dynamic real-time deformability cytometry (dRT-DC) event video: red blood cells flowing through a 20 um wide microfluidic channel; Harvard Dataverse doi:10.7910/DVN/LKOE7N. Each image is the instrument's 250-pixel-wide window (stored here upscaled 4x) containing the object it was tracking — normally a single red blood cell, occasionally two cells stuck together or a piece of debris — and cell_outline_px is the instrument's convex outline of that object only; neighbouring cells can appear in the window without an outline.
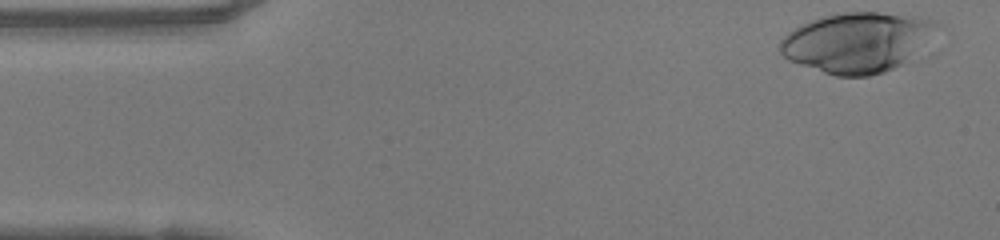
{"species": "human", "species_latin": "Homo sapiens", "temperature_condition": "warm", "stored_images_in_passage": 46, "camera_frame_rate_fps": 3000, "um_per_image_px": 0.085, "donor": {"sex": "female"}, "frame": {"image": 1, "passage_image": 1, "time_ms": 0.0, "image_size_px": [1000, 240], "cell_outline_px": [[940, 24], [900, 64], [884, 72], [868, 76], [836, 76], [788, 60], [780, 52], [780, 40], [788, 32], [800, 24], [836, 12], [876, 12], [912, 16], [936, 20]], "centroid_in_image_um": [72.74, 3.58], "position_along_channel_um": 12.3, "area_um2": 53.47}}
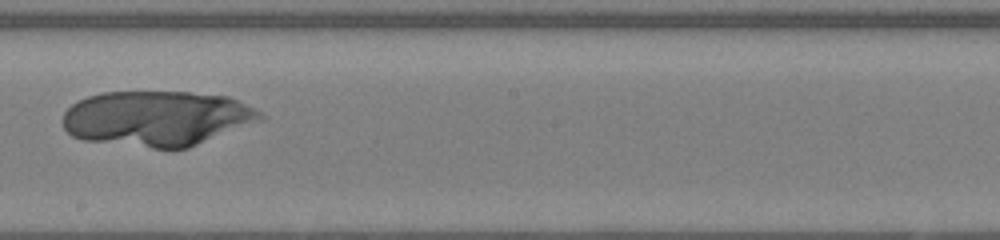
{"frame": {"image": 2, "passage_image": 25, "time_ms": 8.0, "image_size_px": [1000, 240], "cell_outline_px": [[268, 116], [264, 120], [188, 148], [152, 148], [84, 140], [72, 136], [64, 128], [60, 120], [64, 112], [72, 104], [88, 96], [100, 92], [188, 92], [228, 96], [256, 108]], "centroid_in_image_um": [13.37, 10.06], "position_along_channel_um": 234.8, "area_um2": 64.1}}
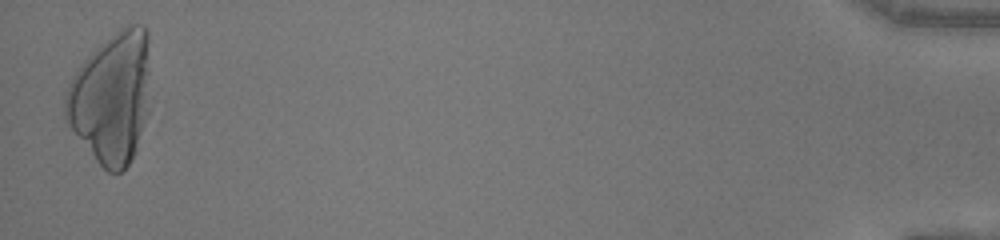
{"frame": {"image": 3, "passage_image": 46, "time_ms": 15.0, "image_size_px": [1000, 240], "cell_outline_px": [[148, 108], [132, 156], [128, 164], [120, 172], [108, 172], [96, 160], [64, 120], [64, 96], [72, 76], [80, 64], [100, 44], [120, 28], [128, 24], [144, 24], [148, 32]], "centroid_in_image_um": [9.44, 8.26], "position_along_channel_um": 425.8, "area_um2": 64.16}}